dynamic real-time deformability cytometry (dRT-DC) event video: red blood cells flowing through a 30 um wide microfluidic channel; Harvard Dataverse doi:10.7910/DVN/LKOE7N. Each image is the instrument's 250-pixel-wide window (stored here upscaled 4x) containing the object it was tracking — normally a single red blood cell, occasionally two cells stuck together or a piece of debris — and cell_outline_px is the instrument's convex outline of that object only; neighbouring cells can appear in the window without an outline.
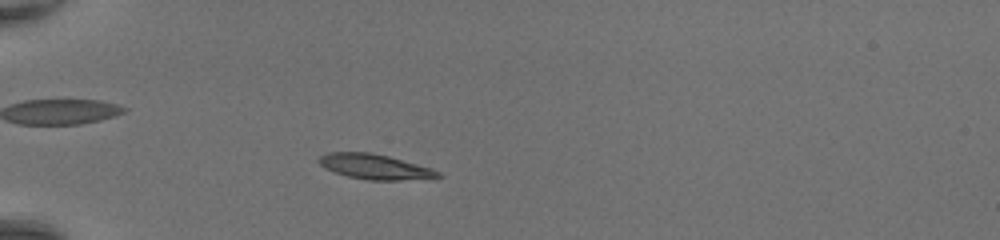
{"species": "common noctule bat (a hibernating species)", "species_latin": "Nyctalus noctula", "temperature_condition": "room temperature", "stored_images_in_passage": 42, "camera_frame_rate_fps": 3000, "um_per_image_px": 0.085, "animal": {"sex": "female", "body_mass_g": 20.0, "forearm_length_mm": 54.0}, "frame": {"image": 1, "passage_image": 9, "time_ms": 2.667, "image_size_px": [1000, 240], "cell_outline_px": [[444, 176], [432, 180], [368, 180], [348, 176], [324, 168], [316, 160], [320, 156], [328, 152], [372, 152], [388, 156], [432, 168], [440, 172]], "centroid_in_image_um": [31.95, 14.18], "position_along_channel_um": 53.1, "area_um2": 17.74}}
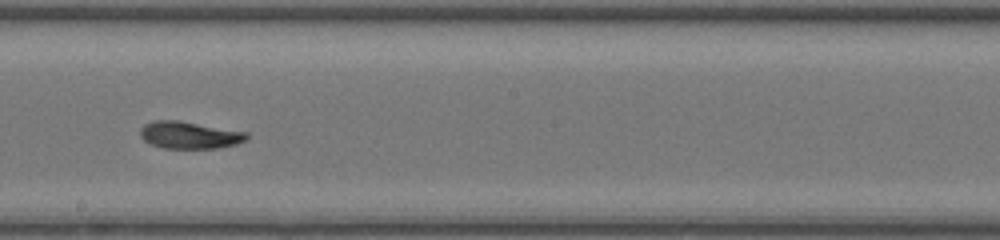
{"frame": {"image": 2, "passage_image": 23, "time_ms": 7.333, "image_size_px": [1000, 240], "cell_outline_px": [[248, 140], [236, 144], [216, 148], [164, 148], [148, 144], [140, 136], [140, 128], [144, 124], [152, 120], [176, 120], [248, 132]], "centroid_in_image_um": [16.08, 11.48], "position_along_channel_um": 232.1, "area_um2": 16.94}}
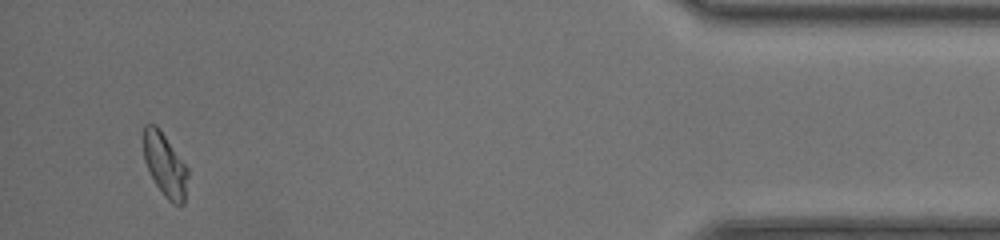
{"frame": {"image": 3, "passage_image": 40, "time_ms": 13.0, "image_size_px": [1000, 240], "cell_outline_px": [[188, 176], [184, 204], [172, 204], [164, 196], [156, 184], [144, 160], [144, 124], [156, 124], [160, 128], [188, 168]], "centroid_in_image_um": [14.04, 14.01], "position_along_channel_um": 421.2, "area_um2": 16.3}, "authors_computed_cell_mechanics": {"area_um2": 16.9932, "velocity_mm_per_s": 4.3805, "shape_relaxation_time_tau1_ms": 3.8853, "shape_relaxation_time_tau2_ms": null, "deformation_change_tau1": 0.1572, "deformation_change_tau2": null}}